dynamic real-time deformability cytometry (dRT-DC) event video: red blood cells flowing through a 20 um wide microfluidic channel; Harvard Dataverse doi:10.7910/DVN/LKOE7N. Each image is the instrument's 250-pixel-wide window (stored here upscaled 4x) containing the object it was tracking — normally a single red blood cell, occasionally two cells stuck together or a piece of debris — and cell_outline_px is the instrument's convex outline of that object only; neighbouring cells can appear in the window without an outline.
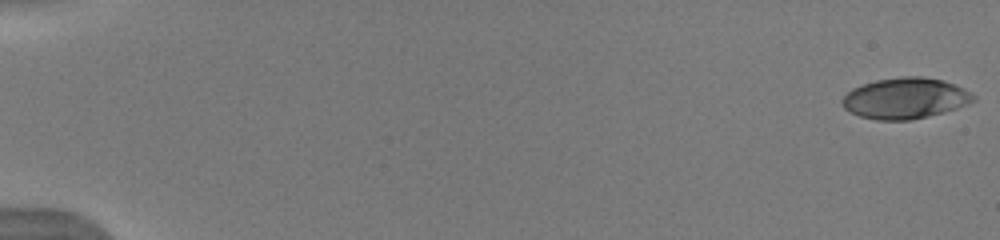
{"species": "human", "species_latin": "Homo sapiens", "temperature_condition": "warm", "stored_images_in_passage": 53, "camera_frame_rate_fps": 3000, "um_per_image_px": 0.085, "donor": {"sex": "male"}, "frame": {"image": 1, "passage_image": 1, "time_ms": 0.0, "image_size_px": [1000, 240], "cell_outline_px": [[976, 100], [956, 108], [928, 116], [912, 120], [876, 120], [860, 116], [844, 108], [840, 100], [852, 88], [876, 80], [900, 76], [920, 76], [944, 80], [956, 84], [972, 92], [976, 96]], "centroid_in_image_um": [76.96, 8.34], "position_along_channel_um": 8.0, "area_um2": 31.39}}
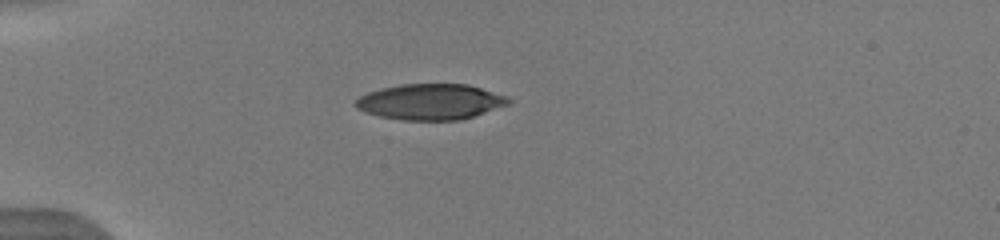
{"frame": {"image": 2, "passage_image": 16, "time_ms": 5.0, "image_size_px": [1000, 240], "cell_outline_px": [[512, 100], [508, 104], [460, 120], [400, 120], [380, 116], [356, 108], [352, 104], [360, 96], [368, 92], [380, 88], [400, 84], [468, 84], [508, 96]], "centroid_in_image_um": [36.57, 8.64], "position_along_channel_um": 48.4, "area_um2": 31.79}}
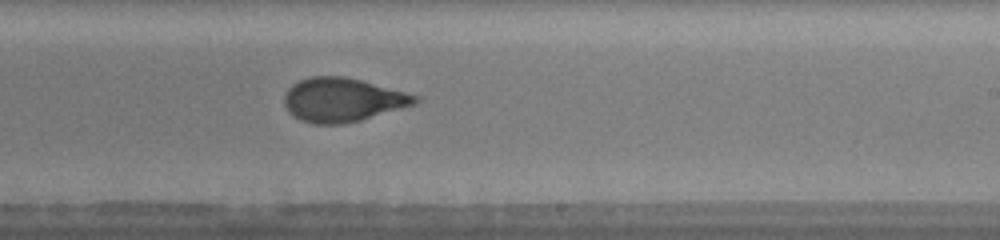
{"frame": {"image": 3, "passage_image": 34, "time_ms": 11.0, "image_size_px": [1000, 240], "cell_outline_px": [[420, 100], [416, 104], [360, 120], [344, 124], [316, 124], [300, 120], [284, 104], [284, 96], [288, 88], [292, 84], [300, 80], [312, 76], [344, 76], [360, 80], [420, 96]], "centroid_in_image_um": [29.13, 8.48], "position_along_channel_um": 259.9, "area_um2": 33.12}, "authors_computed_cell_mechanics": {"area_um2": 32.7148, "velocity_mm_per_s": 3.976, "shape_relaxation_time_tau1_ms": 4.8003, "shape_relaxation_time_tau2_ms": 1.0849, "deformation_change_tau1": 0.2045, "deformation_change_tau2": 0.0751}}